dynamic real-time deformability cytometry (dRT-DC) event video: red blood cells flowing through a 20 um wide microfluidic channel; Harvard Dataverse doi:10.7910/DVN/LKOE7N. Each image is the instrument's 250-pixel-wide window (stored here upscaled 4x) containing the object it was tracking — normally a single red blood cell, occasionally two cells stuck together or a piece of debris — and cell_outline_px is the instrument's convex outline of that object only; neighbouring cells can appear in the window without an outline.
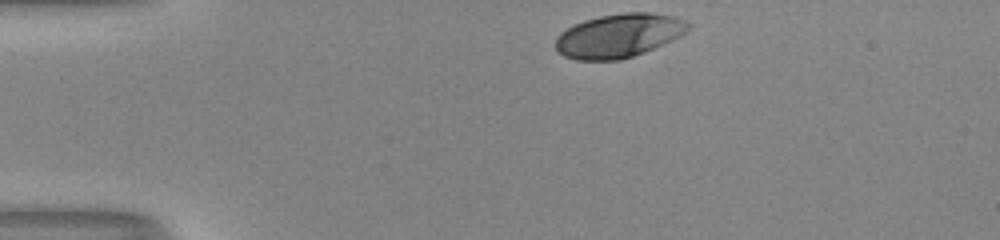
{"species": "human", "species_latin": "Homo sapiens", "temperature_condition": "room temperature", "stored_images_in_passage": 13, "camera_frame_rate_fps": 3000, "um_per_image_px": 0.085, "donor": {"sex": "male"}, "frame": {"image": 1, "passage_image": 1, "time_ms": 0.0, "image_size_px": [1000, 240], "cell_outline_px": [[688, 28], [680, 36], [672, 40], [644, 52], [620, 60], [576, 60], [564, 56], [556, 48], [556, 36], [560, 32], [584, 20], [600, 16], [624, 12], [648, 12], [672, 16], [684, 20], [688, 24]], "centroid_in_image_um": [52.57, 3.03], "position_along_channel_um": 32.4, "area_um2": 33.47}}
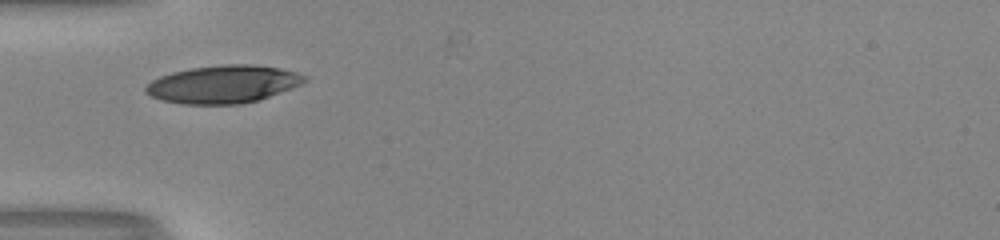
{"frame": {"image": 2, "passage_image": 8, "time_ms": 2.333, "image_size_px": [1000, 240], "cell_outline_px": [[308, 80], [292, 88], [260, 100], [240, 104], [184, 104], [164, 100], [152, 96], [144, 92], [144, 88], [152, 80], [160, 76], [172, 72], [192, 68], [224, 64], [252, 64], [280, 68], [296, 72], [308, 76]], "centroid_in_image_um": [19.0, 7.15], "position_along_channel_um": 66.0, "area_um2": 34.97}}
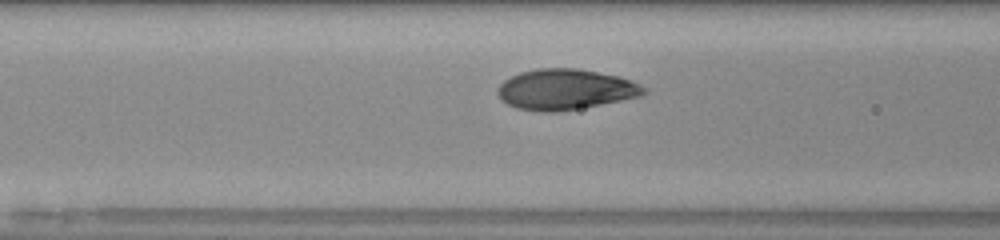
{"frame": {"image": 3, "passage_image": 12, "time_ms": 3.667, "image_size_px": [1000, 240], "cell_outline_px": [[648, 92], [644, 96], [556, 112], [540, 112], [516, 108], [500, 100], [496, 92], [500, 84], [504, 80], [520, 72], [536, 68], [576, 68], [620, 76], [632, 80], [644, 88]], "centroid_in_image_um": [48.05, 7.6], "position_along_channel_um": 118.6, "area_um2": 34.68}}